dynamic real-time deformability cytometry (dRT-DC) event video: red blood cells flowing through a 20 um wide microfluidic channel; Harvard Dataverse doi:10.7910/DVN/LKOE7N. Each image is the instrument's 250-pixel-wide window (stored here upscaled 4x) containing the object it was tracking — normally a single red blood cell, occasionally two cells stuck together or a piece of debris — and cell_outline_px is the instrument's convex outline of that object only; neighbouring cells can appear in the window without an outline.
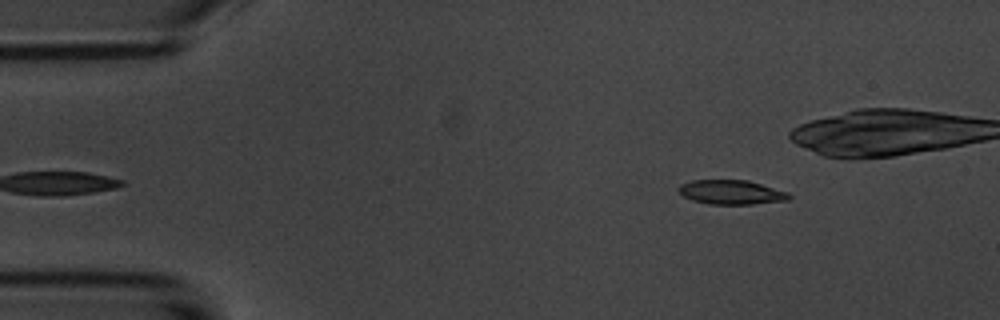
{"species": "common noctule bat (a hibernating species)", "species_latin": "Nyctalus noctula", "temperature_condition": "room temperature", "stored_images_in_passage": 4, "camera_frame_rate_fps": 3000, "um_per_image_px": 0.085, "animal": {"sex": "male", "body_mass_g": 20.1, "forearm_length_mm": 53.5}, "frame": {"image": 1, "passage_image": 4, "time_ms": 3.667, "image_size_px": [1000, 320], "cell_outline_px": [[792, 196], [788, 200], [752, 204], [708, 204], [692, 200], [684, 196], [676, 188], [680, 184], [692, 180], [748, 180], [788, 192]], "centroid_in_image_um": [62.15, 16.33], "position_along_channel_um": 22.8, "area_um2": 15.66}}